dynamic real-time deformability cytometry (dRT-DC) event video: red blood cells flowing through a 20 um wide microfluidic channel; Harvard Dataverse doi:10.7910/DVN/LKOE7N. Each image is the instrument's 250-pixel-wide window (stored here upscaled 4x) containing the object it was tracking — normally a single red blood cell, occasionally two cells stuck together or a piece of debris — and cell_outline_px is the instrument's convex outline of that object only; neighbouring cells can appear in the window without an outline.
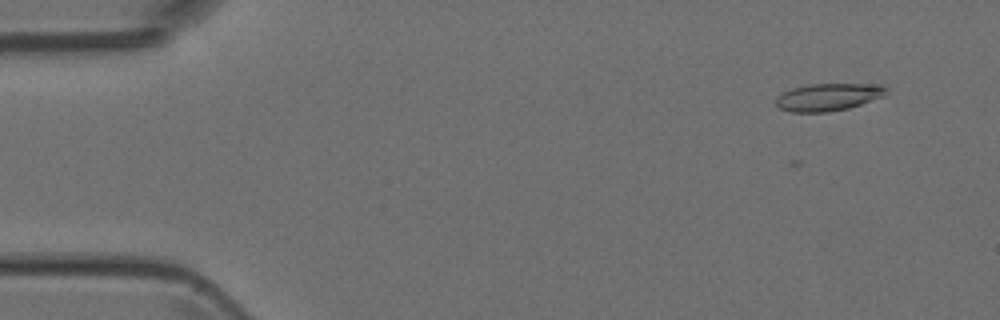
{"species": "Egyptian fruit bat (a non-hibernating species)", "species_latin": "Rousettus aegyptiacus", "temperature_condition": "room temperature", "stored_images_in_passage": 4, "camera_frame_rate_fps": 3000, "um_per_image_px": 0.085, "animal": {"sex": "female"}, "frame": {"image": 1, "passage_image": 4, "time_ms": 1.0, "image_size_px": [1000, 320], "cell_outline_px": [[888, 88], [884, 96], [848, 108], [828, 112], [792, 112], [780, 108], [776, 104], [776, 96], [792, 88], [808, 84], [880, 84]], "centroid_in_image_um": [70.4, 8.24], "position_along_channel_um": 14.6, "area_um2": 17.57}}